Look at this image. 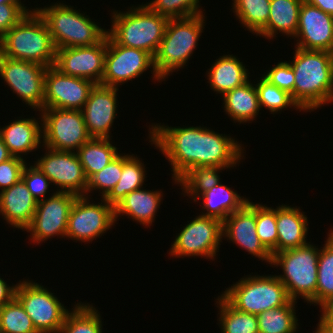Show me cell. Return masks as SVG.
I'll return each mask as SVG.
<instances>
[{
  "mask_svg": "<svg viewBox=\"0 0 333 333\" xmlns=\"http://www.w3.org/2000/svg\"><path fill=\"white\" fill-rule=\"evenodd\" d=\"M149 130V141L167 157L172 166L175 184L193 167H235L245 155L242 145L231 136L203 126L181 128L154 123Z\"/></svg>",
  "mask_w": 333,
  "mask_h": 333,
  "instance_id": "obj_1",
  "label": "cell"
},
{
  "mask_svg": "<svg viewBox=\"0 0 333 333\" xmlns=\"http://www.w3.org/2000/svg\"><path fill=\"white\" fill-rule=\"evenodd\" d=\"M290 65L295 73L293 100L302 111L333 102V53L295 47Z\"/></svg>",
  "mask_w": 333,
  "mask_h": 333,
  "instance_id": "obj_2",
  "label": "cell"
},
{
  "mask_svg": "<svg viewBox=\"0 0 333 333\" xmlns=\"http://www.w3.org/2000/svg\"><path fill=\"white\" fill-rule=\"evenodd\" d=\"M0 55L45 67L54 66L56 47L45 21L35 9L0 38Z\"/></svg>",
  "mask_w": 333,
  "mask_h": 333,
  "instance_id": "obj_3",
  "label": "cell"
},
{
  "mask_svg": "<svg viewBox=\"0 0 333 333\" xmlns=\"http://www.w3.org/2000/svg\"><path fill=\"white\" fill-rule=\"evenodd\" d=\"M126 13L112 14L107 34L119 45L141 49L154 57L161 43L168 18L152 12L145 4L132 6Z\"/></svg>",
  "mask_w": 333,
  "mask_h": 333,
  "instance_id": "obj_4",
  "label": "cell"
},
{
  "mask_svg": "<svg viewBox=\"0 0 333 333\" xmlns=\"http://www.w3.org/2000/svg\"><path fill=\"white\" fill-rule=\"evenodd\" d=\"M204 15L168 20L163 39L153 57L155 72L161 80L183 68L192 56L205 28Z\"/></svg>",
  "mask_w": 333,
  "mask_h": 333,
  "instance_id": "obj_5",
  "label": "cell"
},
{
  "mask_svg": "<svg viewBox=\"0 0 333 333\" xmlns=\"http://www.w3.org/2000/svg\"><path fill=\"white\" fill-rule=\"evenodd\" d=\"M58 3L34 8L45 21L56 49L95 45L107 35V29L98 26L85 13Z\"/></svg>",
  "mask_w": 333,
  "mask_h": 333,
  "instance_id": "obj_6",
  "label": "cell"
},
{
  "mask_svg": "<svg viewBox=\"0 0 333 333\" xmlns=\"http://www.w3.org/2000/svg\"><path fill=\"white\" fill-rule=\"evenodd\" d=\"M320 249L310 244L280 251L272 256L273 267H282L283 275H277L285 285L291 300L303 298L316 305L317 270ZM300 296V297H299Z\"/></svg>",
  "mask_w": 333,
  "mask_h": 333,
  "instance_id": "obj_7",
  "label": "cell"
},
{
  "mask_svg": "<svg viewBox=\"0 0 333 333\" xmlns=\"http://www.w3.org/2000/svg\"><path fill=\"white\" fill-rule=\"evenodd\" d=\"M221 295L237 310L253 315L285 306L291 300L277 275L244 276Z\"/></svg>",
  "mask_w": 333,
  "mask_h": 333,
  "instance_id": "obj_8",
  "label": "cell"
},
{
  "mask_svg": "<svg viewBox=\"0 0 333 333\" xmlns=\"http://www.w3.org/2000/svg\"><path fill=\"white\" fill-rule=\"evenodd\" d=\"M39 112L44 147L75 152L92 138L81 110L43 108Z\"/></svg>",
  "mask_w": 333,
  "mask_h": 333,
  "instance_id": "obj_9",
  "label": "cell"
},
{
  "mask_svg": "<svg viewBox=\"0 0 333 333\" xmlns=\"http://www.w3.org/2000/svg\"><path fill=\"white\" fill-rule=\"evenodd\" d=\"M19 282L15 297L31 318L36 330L39 333H58L69 312L68 309L44 286L31 280Z\"/></svg>",
  "mask_w": 333,
  "mask_h": 333,
  "instance_id": "obj_10",
  "label": "cell"
},
{
  "mask_svg": "<svg viewBox=\"0 0 333 333\" xmlns=\"http://www.w3.org/2000/svg\"><path fill=\"white\" fill-rule=\"evenodd\" d=\"M223 240V222L199 215L181 229L171 245L169 254L176 258L201 256L214 260Z\"/></svg>",
  "mask_w": 333,
  "mask_h": 333,
  "instance_id": "obj_11",
  "label": "cell"
},
{
  "mask_svg": "<svg viewBox=\"0 0 333 333\" xmlns=\"http://www.w3.org/2000/svg\"><path fill=\"white\" fill-rule=\"evenodd\" d=\"M148 68L153 69V80L162 81L155 72L153 57L148 52L121 46L106 35L104 74L100 84L118 88L125 82L138 78Z\"/></svg>",
  "mask_w": 333,
  "mask_h": 333,
  "instance_id": "obj_12",
  "label": "cell"
},
{
  "mask_svg": "<svg viewBox=\"0 0 333 333\" xmlns=\"http://www.w3.org/2000/svg\"><path fill=\"white\" fill-rule=\"evenodd\" d=\"M89 196H77L68 218L66 238L92 242L106 233L116 223L114 206L103 198L101 203H91Z\"/></svg>",
  "mask_w": 333,
  "mask_h": 333,
  "instance_id": "obj_13",
  "label": "cell"
},
{
  "mask_svg": "<svg viewBox=\"0 0 333 333\" xmlns=\"http://www.w3.org/2000/svg\"><path fill=\"white\" fill-rule=\"evenodd\" d=\"M47 67L0 55V77L25 104L40 111L44 103V78Z\"/></svg>",
  "mask_w": 333,
  "mask_h": 333,
  "instance_id": "obj_14",
  "label": "cell"
},
{
  "mask_svg": "<svg viewBox=\"0 0 333 333\" xmlns=\"http://www.w3.org/2000/svg\"><path fill=\"white\" fill-rule=\"evenodd\" d=\"M52 194L38 202L33 219L25 229L34 244L59 235L66 238L69 213L77 195L61 191Z\"/></svg>",
  "mask_w": 333,
  "mask_h": 333,
  "instance_id": "obj_15",
  "label": "cell"
},
{
  "mask_svg": "<svg viewBox=\"0 0 333 333\" xmlns=\"http://www.w3.org/2000/svg\"><path fill=\"white\" fill-rule=\"evenodd\" d=\"M46 153L35 165L58 185L57 191L85 196L88 179L76 152L58 151L45 147ZM48 150V151H47Z\"/></svg>",
  "mask_w": 333,
  "mask_h": 333,
  "instance_id": "obj_16",
  "label": "cell"
},
{
  "mask_svg": "<svg viewBox=\"0 0 333 333\" xmlns=\"http://www.w3.org/2000/svg\"><path fill=\"white\" fill-rule=\"evenodd\" d=\"M95 84L85 78L64 75L54 66L47 67L43 108L82 110Z\"/></svg>",
  "mask_w": 333,
  "mask_h": 333,
  "instance_id": "obj_17",
  "label": "cell"
},
{
  "mask_svg": "<svg viewBox=\"0 0 333 333\" xmlns=\"http://www.w3.org/2000/svg\"><path fill=\"white\" fill-rule=\"evenodd\" d=\"M106 36L95 45L56 49L54 67L62 74L100 84L104 74Z\"/></svg>",
  "mask_w": 333,
  "mask_h": 333,
  "instance_id": "obj_18",
  "label": "cell"
},
{
  "mask_svg": "<svg viewBox=\"0 0 333 333\" xmlns=\"http://www.w3.org/2000/svg\"><path fill=\"white\" fill-rule=\"evenodd\" d=\"M223 237L271 266L272 254L263 246L256 232V203L249 200L223 221Z\"/></svg>",
  "mask_w": 333,
  "mask_h": 333,
  "instance_id": "obj_19",
  "label": "cell"
},
{
  "mask_svg": "<svg viewBox=\"0 0 333 333\" xmlns=\"http://www.w3.org/2000/svg\"><path fill=\"white\" fill-rule=\"evenodd\" d=\"M294 37L297 48L333 53V16L303 1Z\"/></svg>",
  "mask_w": 333,
  "mask_h": 333,
  "instance_id": "obj_20",
  "label": "cell"
},
{
  "mask_svg": "<svg viewBox=\"0 0 333 333\" xmlns=\"http://www.w3.org/2000/svg\"><path fill=\"white\" fill-rule=\"evenodd\" d=\"M117 87L95 84L81 110L92 138H110L111 126L117 114Z\"/></svg>",
  "mask_w": 333,
  "mask_h": 333,
  "instance_id": "obj_21",
  "label": "cell"
},
{
  "mask_svg": "<svg viewBox=\"0 0 333 333\" xmlns=\"http://www.w3.org/2000/svg\"><path fill=\"white\" fill-rule=\"evenodd\" d=\"M38 202L21 178L0 191V214L7 224L25 230L31 223Z\"/></svg>",
  "mask_w": 333,
  "mask_h": 333,
  "instance_id": "obj_22",
  "label": "cell"
},
{
  "mask_svg": "<svg viewBox=\"0 0 333 333\" xmlns=\"http://www.w3.org/2000/svg\"><path fill=\"white\" fill-rule=\"evenodd\" d=\"M300 207L280 205L276 208V224L278 233L277 253L280 251L302 247L307 242L308 217Z\"/></svg>",
  "mask_w": 333,
  "mask_h": 333,
  "instance_id": "obj_23",
  "label": "cell"
},
{
  "mask_svg": "<svg viewBox=\"0 0 333 333\" xmlns=\"http://www.w3.org/2000/svg\"><path fill=\"white\" fill-rule=\"evenodd\" d=\"M42 122L33 118L16 119L0 128V138L16 157L23 158L31 151H36L42 143Z\"/></svg>",
  "mask_w": 333,
  "mask_h": 333,
  "instance_id": "obj_24",
  "label": "cell"
},
{
  "mask_svg": "<svg viewBox=\"0 0 333 333\" xmlns=\"http://www.w3.org/2000/svg\"><path fill=\"white\" fill-rule=\"evenodd\" d=\"M162 191L138 189L128 193L114 206L115 221L122 214L143 226L152 225L162 201Z\"/></svg>",
  "mask_w": 333,
  "mask_h": 333,
  "instance_id": "obj_25",
  "label": "cell"
},
{
  "mask_svg": "<svg viewBox=\"0 0 333 333\" xmlns=\"http://www.w3.org/2000/svg\"><path fill=\"white\" fill-rule=\"evenodd\" d=\"M208 70L206 74L211 89L222 96L249 80L250 72L233 54L220 56Z\"/></svg>",
  "mask_w": 333,
  "mask_h": 333,
  "instance_id": "obj_26",
  "label": "cell"
},
{
  "mask_svg": "<svg viewBox=\"0 0 333 333\" xmlns=\"http://www.w3.org/2000/svg\"><path fill=\"white\" fill-rule=\"evenodd\" d=\"M304 0H271L266 26L256 35L273 39L278 32L294 38L299 22V12ZM277 33V34H276Z\"/></svg>",
  "mask_w": 333,
  "mask_h": 333,
  "instance_id": "obj_27",
  "label": "cell"
},
{
  "mask_svg": "<svg viewBox=\"0 0 333 333\" xmlns=\"http://www.w3.org/2000/svg\"><path fill=\"white\" fill-rule=\"evenodd\" d=\"M223 102L226 114L239 124L255 120L261 110L257 88L249 80L224 94Z\"/></svg>",
  "mask_w": 333,
  "mask_h": 333,
  "instance_id": "obj_28",
  "label": "cell"
},
{
  "mask_svg": "<svg viewBox=\"0 0 333 333\" xmlns=\"http://www.w3.org/2000/svg\"><path fill=\"white\" fill-rule=\"evenodd\" d=\"M203 201V216L213 217L224 221L231 213L241 209L249 199L240 196L232 188L225 186L219 182L210 190L204 192L199 197Z\"/></svg>",
  "mask_w": 333,
  "mask_h": 333,
  "instance_id": "obj_29",
  "label": "cell"
},
{
  "mask_svg": "<svg viewBox=\"0 0 333 333\" xmlns=\"http://www.w3.org/2000/svg\"><path fill=\"white\" fill-rule=\"evenodd\" d=\"M145 169L144 163L134 154H122V174L118 183L103 199L115 206L128 193L143 188L146 178Z\"/></svg>",
  "mask_w": 333,
  "mask_h": 333,
  "instance_id": "obj_30",
  "label": "cell"
},
{
  "mask_svg": "<svg viewBox=\"0 0 333 333\" xmlns=\"http://www.w3.org/2000/svg\"><path fill=\"white\" fill-rule=\"evenodd\" d=\"M87 179L106 167L119 153L108 138H91L76 151Z\"/></svg>",
  "mask_w": 333,
  "mask_h": 333,
  "instance_id": "obj_31",
  "label": "cell"
},
{
  "mask_svg": "<svg viewBox=\"0 0 333 333\" xmlns=\"http://www.w3.org/2000/svg\"><path fill=\"white\" fill-rule=\"evenodd\" d=\"M216 300L221 333H259L257 315L237 310L222 295Z\"/></svg>",
  "mask_w": 333,
  "mask_h": 333,
  "instance_id": "obj_32",
  "label": "cell"
},
{
  "mask_svg": "<svg viewBox=\"0 0 333 333\" xmlns=\"http://www.w3.org/2000/svg\"><path fill=\"white\" fill-rule=\"evenodd\" d=\"M296 301L290 300L285 306L266 310L257 315L259 333H295L298 329Z\"/></svg>",
  "mask_w": 333,
  "mask_h": 333,
  "instance_id": "obj_33",
  "label": "cell"
},
{
  "mask_svg": "<svg viewBox=\"0 0 333 333\" xmlns=\"http://www.w3.org/2000/svg\"><path fill=\"white\" fill-rule=\"evenodd\" d=\"M65 317L58 333H102V319L89 303H77Z\"/></svg>",
  "mask_w": 333,
  "mask_h": 333,
  "instance_id": "obj_34",
  "label": "cell"
},
{
  "mask_svg": "<svg viewBox=\"0 0 333 333\" xmlns=\"http://www.w3.org/2000/svg\"><path fill=\"white\" fill-rule=\"evenodd\" d=\"M228 169L222 167H193L186 171L178 180L187 196H191L194 202L198 201V197L204 192L210 190L213 186L220 182L219 172Z\"/></svg>",
  "mask_w": 333,
  "mask_h": 333,
  "instance_id": "obj_35",
  "label": "cell"
},
{
  "mask_svg": "<svg viewBox=\"0 0 333 333\" xmlns=\"http://www.w3.org/2000/svg\"><path fill=\"white\" fill-rule=\"evenodd\" d=\"M233 13L251 33L256 35L266 26L271 0H232Z\"/></svg>",
  "mask_w": 333,
  "mask_h": 333,
  "instance_id": "obj_36",
  "label": "cell"
},
{
  "mask_svg": "<svg viewBox=\"0 0 333 333\" xmlns=\"http://www.w3.org/2000/svg\"><path fill=\"white\" fill-rule=\"evenodd\" d=\"M330 232V233H329ZM328 232L327 240L319 251L316 305L333 297V230Z\"/></svg>",
  "mask_w": 333,
  "mask_h": 333,
  "instance_id": "obj_37",
  "label": "cell"
},
{
  "mask_svg": "<svg viewBox=\"0 0 333 333\" xmlns=\"http://www.w3.org/2000/svg\"><path fill=\"white\" fill-rule=\"evenodd\" d=\"M0 331L1 333H39L16 297L0 307Z\"/></svg>",
  "mask_w": 333,
  "mask_h": 333,
  "instance_id": "obj_38",
  "label": "cell"
},
{
  "mask_svg": "<svg viewBox=\"0 0 333 333\" xmlns=\"http://www.w3.org/2000/svg\"><path fill=\"white\" fill-rule=\"evenodd\" d=\"M258 83L255 84L258 92V98L260 107H265L268 109L271 114L282 111L284 108H296L297 110L302 109L298 104L293 100L291 94L285 90L279 89L276 85L270 83L263 76Z\"/></svg>",
  "mask_w": 333,
  "mask_h": 333,
  "instance_id": "obj_39",
  "label": "cell"
},
{
  "mask_svg": "<svg viewBox=\"0 0 333 333\" xmlns=\"http://www.w3.org/2000/svg\"><path fill=\"white\" fill-rule=\"evenodd\" d=\"M256 232L261 243L272 256L277 253L276 208L256 203Z\"/></svg>",
  "mask_w": 333,
  "mask_h": 333,
  "instance_id": "obj_40",
  "label": "cell"
},
{
  "mask_svg": "<svg viewBox=\"0 0 333 333\" xmlns=\"http://www.w3.org/2000/svg\"><path fill=\"white\" fill-rule=\"evenodd\" d=\"M199 2V0H152L145 5L154 13L168 19H176L202 15L204 12Z\"/></svg>",
  "mask_w": 333,
  "mask_h": 333,
  "instance_id": "obj_41",
  "label": "cell"
},
{
  "mask_svg": "<svg viewBox=\"0 0 333 333\" xmlns=\"http://www.w3.org/2000/svg\"><path fill=\"white\" fill-rule=\"evenodd\" d=\"M122 174V154H119L106 167L92 175L88 179L87 191L85 196H88L92 190H99L104 198L111 189L118 183Z\"/></svg>",
  "mask_w": 333,
  "mask_h": 333,
  "instance_id": "obj_42",
  "label": "cell"
},
{
  "mask_svg": "<svg viewBox=\"0 0 333 333\" xmlns=\"http://www.w3.org/2000/svg\"><path fill=\"white\" fill-rule=\"evenodd\" d=\"M25 165L22 172V179L27 185L28 190L34 196L37 202L44 200L50 183L49 178L34 164V166Z\"/></svg>",
  "mask_w": 333,
  "mask_h": 333,
  "instance_id": "obj_43",
  "label": "cell"
},
{
  "mask_svg": "<svg viewBox=\"0 0 333 333\" xmlns=\"http://www.w3.org/2000/svg\"><path fill=\"white\" fill-rule=\"evenodd\" d=\"M267 73L262 76L270 83L276 85L279 89L285 90L290 94L294 90V76L295 73L289 62H278L277 65H273Z\"/></svg>",
  "mask_w": 333,
  "mask_h": 333,
  "instance_id": "obj_44",
  "label": "cell"
},
{
  "mask_svg": "<svg viewBox=\"0 0 333 333\" xmlns=\"http://www.w3.org/2000/svg\"><path fill=\"white\" fill-rule=\"evenodd\" d=\"M27 163L25 158L13 156L11 159L0 163V189L11 187L22 178V172Z\"/></svg>",
  "mask_w": 333,
  "mask_h": 333,
  "instance_id": "obj_45",
  "label": "cell"
},
{
  "mask_svg": "<svg viewBox=\"0 0 333 333\" xmlns=\"http://www.w3.org/2000/svg\"><path fill=\"white\" fill-rule=\"evenodd\" d=\"M24 4H0V38L31 11Z\"/></svg>",
  "mask_w": 333,
  "mask_h": 333,
  "instance_id": "obj_46",
  "label": "cell"
},
{
  "mask_svg": "<svg viewBox=\"0 0 333 333\" xmlns=\"http://www.w3.org/2000/svg\"><path fill=\"white\" fill-rule=\"evenodd\" d=\"M320 316L315 332H333V297L328 298L320 305Z\"/></svg>",
  "mask_w": 333,
  "mask_h": 333,
  "instance_id": "obj_47",
  "label": "cell"
},
{
  "mask_svg": "<svg viewBox=\"0 0 333 333\" xmlns=\"http://www.w3.org/2000/svg\"><path fill=\"white\" fill-rule=\"evenodd\" d=\"M16 285L9 286L3 278L0 277V307L7 304L15 297Z\"/></svg>",
  "mask_w": 333,
  "mask_h": 333,
  "instance_id": "obj_48",
  "label": "cell"
},
{
  "mask_svg": "<svg viewBox=\"0 0 333 333\" xmlns=\"http://www.w3.org/2000/svg\"><path fill=\"white\" fill-rule=\"evenodd\" d=\"M304 2L333 16V0H304Z\"/></svg>",
  "mask_w": 333,
  "mask_h": 333,
  "instance_id": "obj_49",
  "label": "cell"
},
{
  "mask_svg": "<svg viewBox=\"0 0 333 333\" xmlns=\"http://www.w3.org/2000/svg\"><path fill=\"white\" fill-rule=\"evenodd\" d=\"M13 155L9 152V149L0 138V163L11 159Z\"/></svg>",
  "mask_w": 333,
  "mask_h": 333,
  "instance_id": "obj_50",
  "label": "cell"
},
{
  "mask_svg": "<svg viewBox=\"0 0 333 333\" xmlns=\"http://www.w3.org/2000/svg\"><path fill=\"white\" fill-rule=\"evenodd\" d=\"M23 4L21 0H0V4Z\"/></svg>",
  "mask_w": 333,
  "mask_h": 333,
  "instance_id": "obj_51",
  "label": "cell"
},
{
  "mask_svg": "<svg viewBox=\"0 0 333 333\" xmlns=\"http://www.w3.org/2000/svg\"><path fill=\"white\" fill-rule=\"evenodd\" d=\"M315 333H333V332H315Z\"/></svg>",
  "mask_w": 333,
  "mask_h": 333,
  "instance_id": "obj_52",
  "label": "cell"
}]
</instances>
